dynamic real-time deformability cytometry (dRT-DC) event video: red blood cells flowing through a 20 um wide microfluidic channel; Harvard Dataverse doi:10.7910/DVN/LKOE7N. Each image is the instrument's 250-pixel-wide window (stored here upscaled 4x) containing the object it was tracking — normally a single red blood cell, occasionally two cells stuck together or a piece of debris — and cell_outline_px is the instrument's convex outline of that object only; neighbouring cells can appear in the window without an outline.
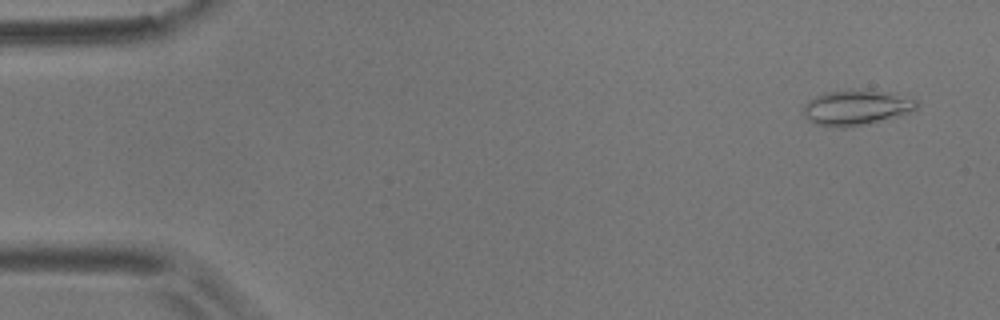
{"species": "common noctule bat (a hibernating species)", "species_latin": "Nyctalus noctula", "temperature_condition": "room temperature", "stored_images_in_passage": 57, "camera_frame_rate_fps": 3000, "um_per_image_px": 0.085, "animal": {"sex": "male", "body_mass_g": 17.9}, "frame": {"image": 1, "passage_image": 3, "time_ms": 0.667, "image_size_px": [1000, 320], "cell_outline_px": [[916, 108], [912, 112], [864, 124], [844, 128], [840, 128], [816, 124], [808, 120], [804, 116], [804, 104], [808, 100], [824, 92], [852, 88], [872, 88], [892, 92], [916, 100]], "centroid_in_image_um": [72.77, 9.1], "position_along_channel_um": 12.2, "area_um2": 23.7}}
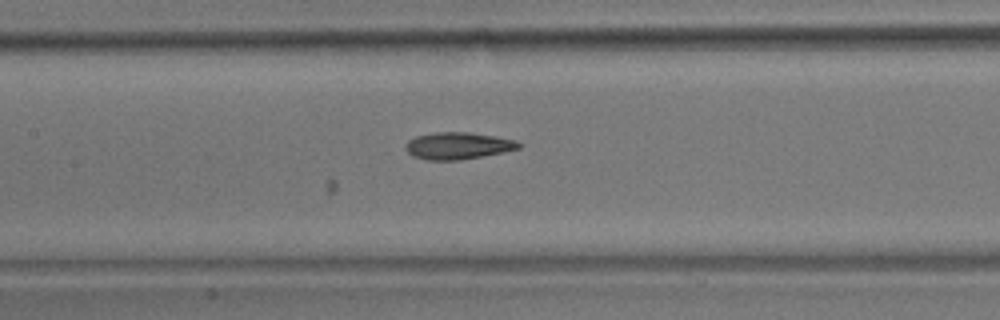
{"frame": {"image": 2, "passage_image": 26, "time_ms": 8.333, "image_size_px": [1000, 320], "cell_outline_px": [[520, 148], [504, 152], [460, 160], [424, 160], [412, 156], [404, 148], [408, 140], [416, 136], [436, 132], [468, 132], [516, 140], [520, 144]], "centroid_in_image_um": [38.88, 12.4], "position_along_channel_um": 168.5, "area_um2": 17.74}}